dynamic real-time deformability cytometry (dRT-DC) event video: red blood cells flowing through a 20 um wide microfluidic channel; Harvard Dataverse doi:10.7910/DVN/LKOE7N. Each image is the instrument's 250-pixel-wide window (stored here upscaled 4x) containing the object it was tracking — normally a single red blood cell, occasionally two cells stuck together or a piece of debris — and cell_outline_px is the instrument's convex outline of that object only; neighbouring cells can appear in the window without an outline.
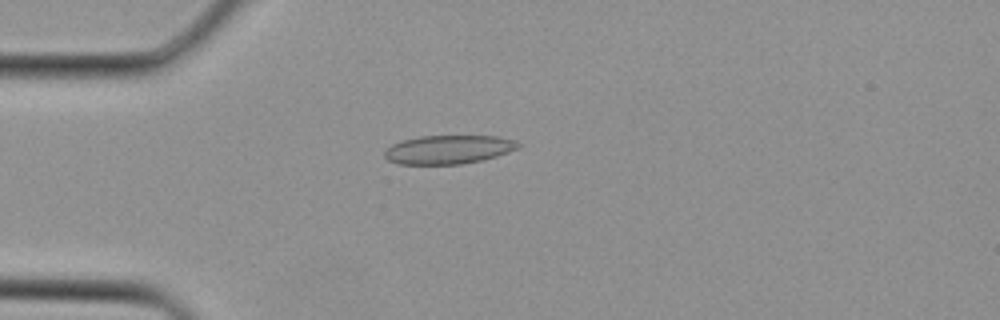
{"species": "Egyptian fruit bat (a non-hibernating species)", "species_latin": "Rousettus aegyptiacus", "temperature_condition": "cold", "stored_images_in_passage": 1, "camera_frame_rate_fps": 3000, "um_per_image_px": 0.085, "animal": {"sex": "female"}, "frame": {"image": 1, "passage_image": 1, "time_ms": 0.0, "image_size_px": [1000, 320], "cell_outline_px": [[520, 148], [496, 156], [480, 160], [460, 164], [400, 164], [388, 160], [384, 156], [384, 152], [392, 144], [404, 140], [420, 136], [496, 136], [516, 140], [520, 144]], "centroid_in_image_um": [38.14, 12.7], "position_along_channel_um": 46.9, "area_um2": 22.2}}